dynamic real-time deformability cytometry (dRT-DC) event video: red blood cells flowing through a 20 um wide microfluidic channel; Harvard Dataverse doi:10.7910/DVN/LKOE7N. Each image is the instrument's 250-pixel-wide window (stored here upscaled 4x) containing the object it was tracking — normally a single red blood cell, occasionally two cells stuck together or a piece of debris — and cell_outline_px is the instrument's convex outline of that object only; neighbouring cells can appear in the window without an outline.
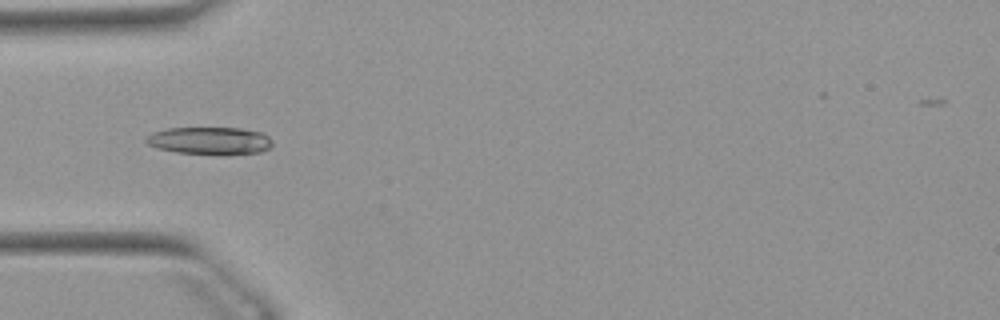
{"species": "Egyptian fruit bat (a non-hibernating species)", "species_latin": "Rousettus aegyptiacus", "temperature_condition": "warm", "stored_images_in_passage": 31, "camera_frame_rate_fps": 3000, "um_per_image_px": 0.085, "animal": {"sex": "female"}, "frame": {"image": 1, "passage_image": 5, "time_ms": 1.333, "image_size_px": [1000, 320], "cell_outline_px": [[272, 144], [268, 148], [260, 152], [228, 156], [216, 156], [176, 152], [160, 148], [148, 144], [144, 140], [144, 136], [152, 132], [168, 128], [240, 128], [260, 132], [268, 136], [272, 140]], "centroid_in_image_um": [17.83, 11.98], "position_along_channel_um": 67.2, "area_um2": 20.75}}
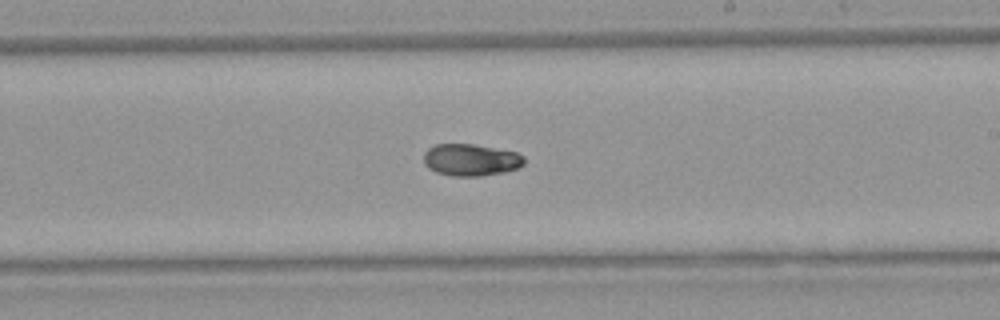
{"frame": {"image": 2, "passage_image": 19, "time_ms": 6.0, "image_size_px": [1000, 320], "cell_outline_px": [[524, 164], [516, 168], [504, 172], [480, 176], [452, 176], [436, 172], [428, 168], [424, 164], [424, 152], [428, 148], [436, 144], [476, 144], [516, 152], [524, 156]], "centroid_in_image_um": [40.0, 13.58], "position_along_channel_um": 249.0, "area_um2": 18.79}}
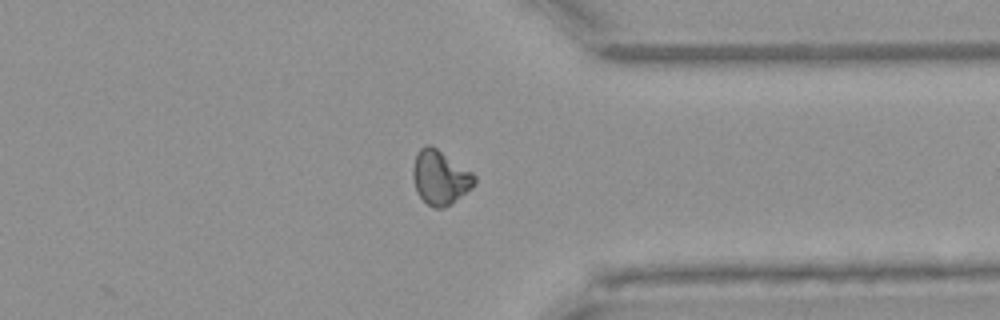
{"frame": {"image": 3, "passage_image": 29, "time_ms": 9.333, "image_size_px": [1000, 320], "cell_outline_px": [[476, 184], [472, 188], [452, 204], [444, 208], [432, 208], [416, 192], [412, 176], [412, 168], [416, 156], [420, 148], [428, 144], [432, 144], [472, 172], [476, 176]], "centroid_in_image_um": [37.42, 15.09], "position_along_channel_um": 374.0, "area_um2": 19.71}, "authors_computed_cell_mechanics": {"area_um2": 18.9584, "velocity_mm_per_s": 3.8938, "shape_relaxation_time_tau1_ms": 3.6939, "shape_relaxation_time_tau2_ms": 7.2783, "deformation_change_tau1": 0.1635, "deformation_change_tau2": 0.0952}}